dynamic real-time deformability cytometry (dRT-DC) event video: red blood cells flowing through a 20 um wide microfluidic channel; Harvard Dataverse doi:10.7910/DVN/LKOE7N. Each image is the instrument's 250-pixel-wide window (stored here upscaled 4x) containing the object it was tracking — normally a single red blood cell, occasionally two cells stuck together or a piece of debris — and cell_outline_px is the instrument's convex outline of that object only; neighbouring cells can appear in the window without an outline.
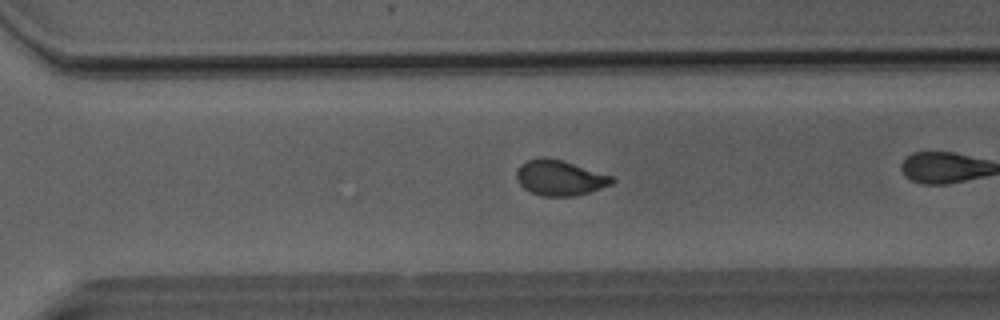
{"species": "Egyptian fruit bat (a non-hibernating species)", "species_latin": "Rousettus aegyptiacus", "temperature_condition": "room temperature", "stored_images_in_passage": 33, "camera_frame_rate_fps": 3000, "um_per_image_px": 0.085, "animal": {"sex": "male"}, "frame": {"image": 1, "passage_image": 28, "time_ms": 9.0, "image_size_px": [1000, 320], "cell_outline_px": [[616, 180], [612, 184], [576, 196], [544, 196], [532, 192], [524, 188], [516, 180], [516, 172], [520, 164], [528, 160], [540, 156], [548, 156], [612, 176]], "centroid_in_image_um": [47.55, 15.1], "position_along_channel_um": 323.0, "area_um2": 19.59}}